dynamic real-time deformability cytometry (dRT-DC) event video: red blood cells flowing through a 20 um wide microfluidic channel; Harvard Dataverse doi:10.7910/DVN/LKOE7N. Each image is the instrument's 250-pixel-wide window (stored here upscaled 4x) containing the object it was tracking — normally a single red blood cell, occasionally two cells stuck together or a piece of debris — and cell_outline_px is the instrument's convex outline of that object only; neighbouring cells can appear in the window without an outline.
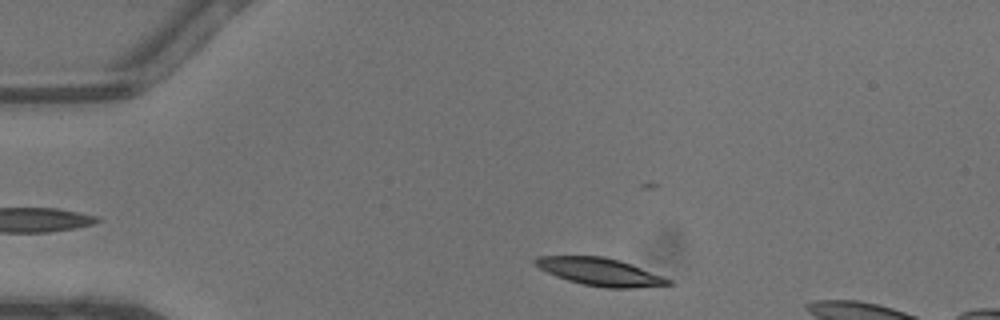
{"species": "common noctule bat (a hibernating species)", "species_latin": "Nyctalus noctula", "temperature_condition": "warm", "stored_images_in_passage": 32, "camera_frame_rate_fps": 3000, "um_per_image_px": 0.085, "animal": {"sex": "male", "body_mass_g": 13.3}, "frame": {"image": 1, "passage_image": 3, "time_ms": 0.667, "image_size_px": [1000, 320], "cell_outline_px": [[672, 284], [632, 288], [604, 288], [580, 284], [556, 276], [532, 264], [532, 260], [536, 256], [604, 256], [620, 260], [672, 280]], "centroid_in_image_um": [50.95, 23.1], "position_along_channel_um": 34.1, "area_um2": 21.39}}
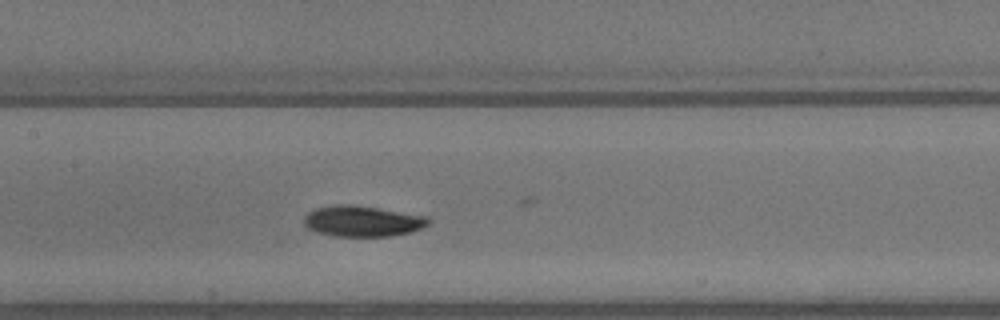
{"frame": {"image": 2, "passage_image": 16, "time_ms": 5.0, "image_size_px": [1000, 320], "cell_outline_px": [[432, 220], [428, 224], [412, 232], [388, 236], [332, 236], [316, 232], [308, 228], [304, 224], [304, 216], [308, 212], [316, 208], [336, 204], [356, 204], [428, 216]], "centroid_in_image_um": [30.81, 18.78], "position_along_channel_um": 176.6, "area_um2": 22.6}}
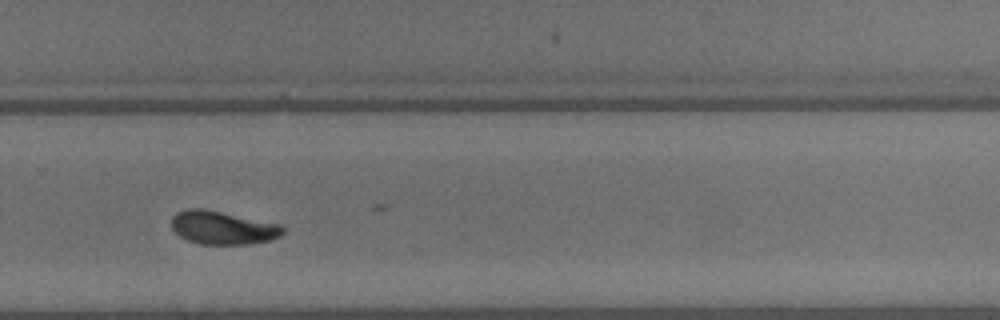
{"frame": {"image": 3, "passage_image": 25, "time_ms": 8.0, "image_size_px": [1000, 320], "cell_outline_px": [[288, 228], [280, 236], [272, 240], [252, 244], [200, 244], [188, 240], [180, 236], [172, 228], [172, 216], [176, 212], [188, 208], [200, 208], [280, 224]], "centroid_in_image_um": [18.96, 19.36], "position_along_channel_um": 310.8, "area_um2": 21.62}, "authors_computed_cell_mechanics": {"area_um2": 22.0507, "velocity_mm_per_s": 4.4937, "shape_relaxation_time_tau1_ms": 1.8224, "shape_relaxation_time_tau2_ms": 7.6796, "deformation_change_tau1": 0.1113, "deformation_change_tau2": 0.1227}}